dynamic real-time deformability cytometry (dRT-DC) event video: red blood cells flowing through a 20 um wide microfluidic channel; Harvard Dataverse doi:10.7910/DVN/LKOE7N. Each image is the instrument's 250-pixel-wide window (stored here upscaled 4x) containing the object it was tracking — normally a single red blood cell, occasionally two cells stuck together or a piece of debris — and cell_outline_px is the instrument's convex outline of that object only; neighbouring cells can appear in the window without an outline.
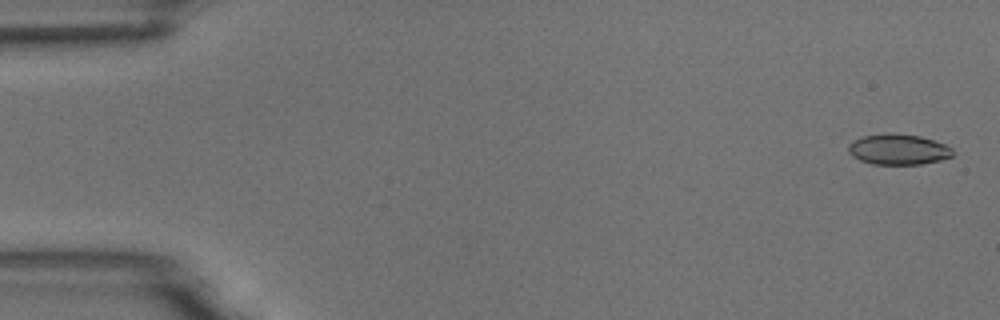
{"species": "common noctule bat (a hibernating species)", "species_latin": "Nyctalus noctula", "temperature_condition": "room temperature", "stored_images_in_passage": 6, "segment_of_instrument_passage": [1, 2], "camera_frame_rate_fps": 3000, "um_per_image_px": 0.085, "animal": {"sex": "male", "body_mass_g": 18.8}, "frame": {"image": 1, "passage_image": 1, "time_ms": 0.0, "image_size_px": [1000, 320], "cell_outline_px": [[952, 156], [940, 160], [920, 164], [872, 164], [860, 160], [852, 156], [848, 152], [848, 144], [852, 140], [864, 136], [920, 136], [944, 144], [952, 148]], "centroid_in_image_um": [76.34, 12.75], "position_along_channel_um": 8.7, "area_um2": 17.8}}